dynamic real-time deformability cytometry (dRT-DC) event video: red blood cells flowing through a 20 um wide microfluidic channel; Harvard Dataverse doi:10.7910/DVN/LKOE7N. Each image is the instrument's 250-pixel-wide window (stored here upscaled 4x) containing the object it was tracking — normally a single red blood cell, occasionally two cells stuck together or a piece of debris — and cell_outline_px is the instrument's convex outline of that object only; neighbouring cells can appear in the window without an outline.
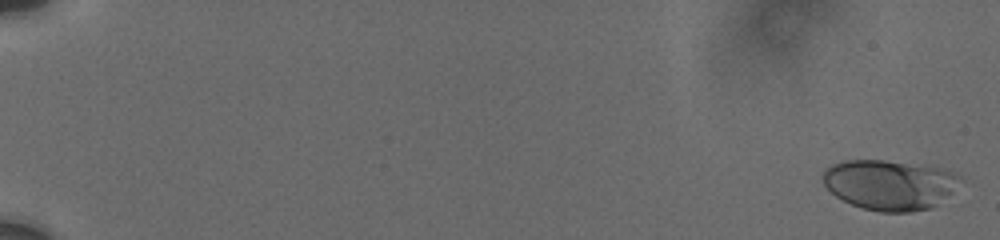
{"species": "human", "species_latin": "Homo sapiens", "temperature_condition": "cold", "stored_images_in_passage": 19, "camera_frame_rate_fps": 3000, "um_per_image_px": 0.085, "donor": {"sex": "male"}, "frame": {"image": 1, "passage_image": 1, "time_ms": 0.0, "image_size_px": [1000, 240], "cell_outline_px": [[964, 180], [952, 192], [932, 208], [908, 212], [880, 212], [864, 208], [852, 204], [836, 196], [824, 184], [824, 168], [832, 164], [844, 160], [884, 160], [928, 164], [960, 172]], "centroid_in_image_um": [75.71, 15.67], "position_along_channel_um": 9.3, "area_um2": 40.75}}
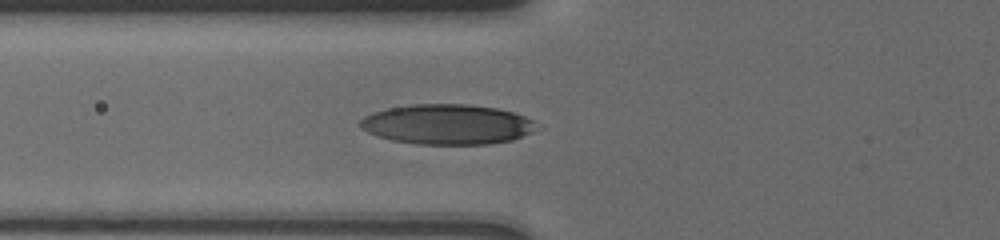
{"frame": {"image": 2, "passage_image": 16, "time_ms": 7.667, "image_size_px": [1000, 240], "cell_outline_px": [[532, 132], [512, 140], [488, 144], [416, 144], [392, 140], [368, 132], [360, 128], [360, 120], [364, 116], [372, 112], [388, 108], [412, 104], [468, 104], [496, 108], [512, 112], [524, 116], [532, 120]], "centroid_in_image_um": [37.96, 10.56], "position_along_channel_um": 87.8, "area_um2": 40.86}}
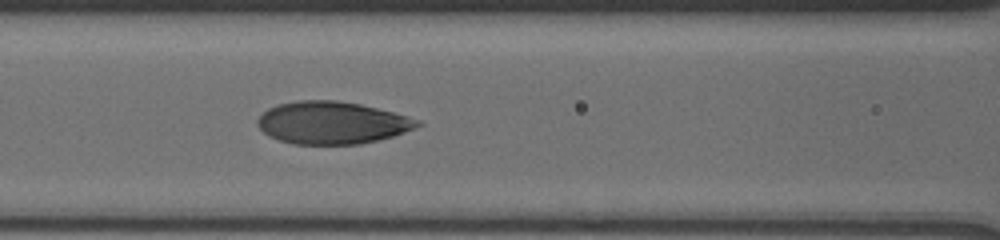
{"frame": {"image": 3, "passage_image": 19, "time_ms": 9.0, "image_size_px": [1000, 240], "cell_outline_px": [[424, 124], [416, 128], [392, 136], [360, 144], [296, 144], [280, 140], [268, 136], [256, 124], [256, 120], [268, 108], [276, 104], [296, 100], [336, 100], [360, 104], [408, 116], [420, 120]], "centroid_in_image_um": [28.21, 10.42], "position_along_channel_um": 138.4, "area_um2": 39.54}}